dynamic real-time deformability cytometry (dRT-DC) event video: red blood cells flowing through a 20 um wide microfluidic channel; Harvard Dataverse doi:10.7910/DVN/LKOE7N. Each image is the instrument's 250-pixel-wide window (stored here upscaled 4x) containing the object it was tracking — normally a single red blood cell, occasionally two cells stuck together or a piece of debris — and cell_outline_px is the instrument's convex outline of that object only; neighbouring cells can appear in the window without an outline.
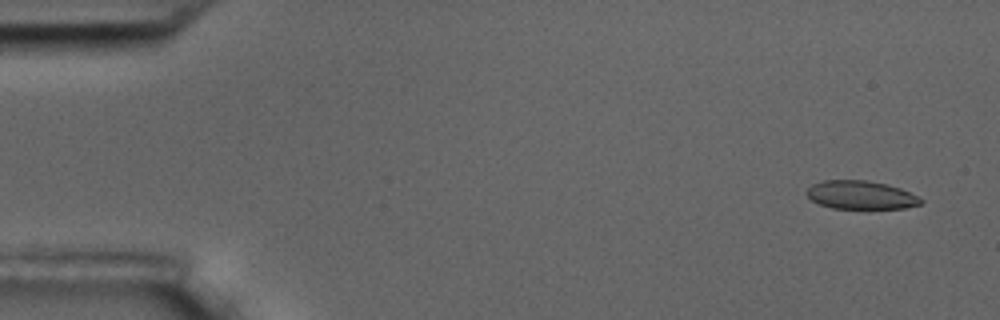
{"species": "common noctule bat (a hibernating species)", "species_latin": "Nyctalus noctula", "temperature_condition": "room temperature", "stored_images_in_passage": 5, "camera_frame_rate_fps": 3000, "um_per_image_px": 0.085, "animal": {"sex": "male", "body_mass_g": 17.5, "forearm_length_mm": 52.3}, "frame": {"image": 1, "passage_image": 1, "time_ms": 0.0, "image_size_px": [1000, 320], "cell_outline_px": [[924, 200], [920, 204], [904, 208], [832, 208], [820, 204], [812, 200], [804, 192], [812, 184], [824, 180], [864, 180], [888, 184], [900, 188]], "centroid_in_image_um": [73.14, 16.56], "position_along_channel_um": 11.9, "area_um2": 18.73}}
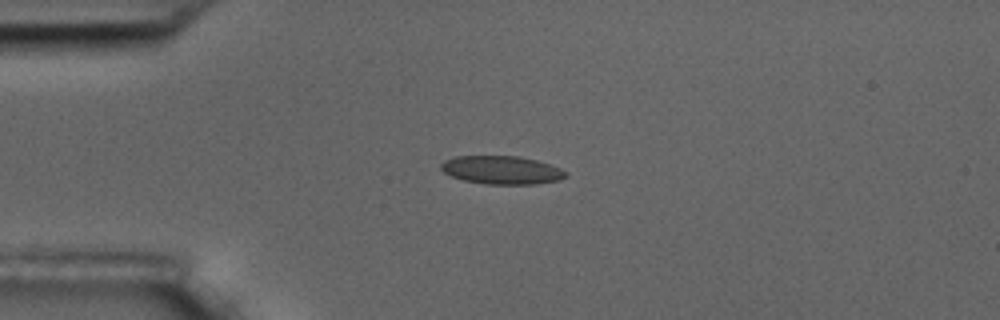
{"frame": {"image": 2, "passage_image": 4, "time_ms": 3.667, "image_size_px": [1000, 320], "cell_outline_px": [[568, 176], [560, 180], [536, 184], [484, 184], [464, 180], [452, 176], [444, 172], [440, 168], [440, 164], [444, 160], [456, 156], [520, 156], [536, 160], [560, 168], [568, 172]], "centroid_in_image_um": [42.66, 14.45], "position_along_channel_um": 42.3, "area_um2": 20.63}}